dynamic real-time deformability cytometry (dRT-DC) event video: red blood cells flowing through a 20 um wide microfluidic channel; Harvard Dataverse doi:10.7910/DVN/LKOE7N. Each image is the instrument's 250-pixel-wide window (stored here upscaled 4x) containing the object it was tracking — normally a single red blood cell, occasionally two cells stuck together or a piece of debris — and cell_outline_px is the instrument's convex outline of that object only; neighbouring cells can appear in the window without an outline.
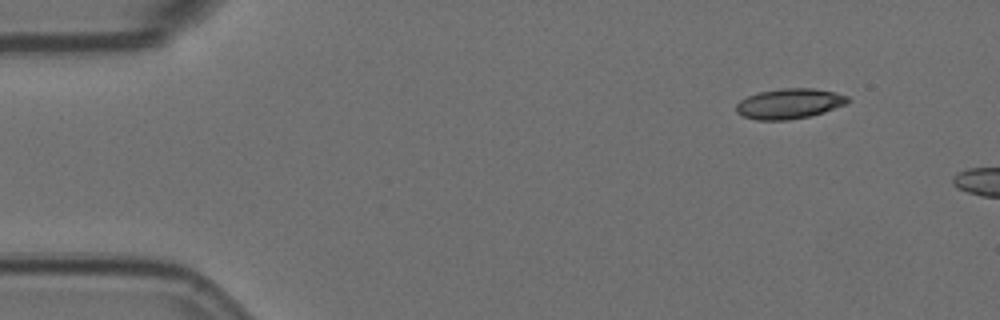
{"species": "Egyptian fruit bat (a non-hibernating species)", "species_latin": "Rousettus aegyptiacus", "temperature_condition": "room temperature", "stored_images_in_passage": 10, "camera_frame_rate_fps": 3000, "um_per_image_px": 0.085, "animal": {"sex": "female"}, "frame": {"image": 1, "passage_image": 1, "time_ms": 0.0, "image_size_px": [1000, 320], "cell_outline_px": [[852, 100], [848, 104], [824, 112], [808, 116], [788, 120], [756, 120], [744, 116], [736, 112], [736, 104], [740, 100], [748, 96], [760, 92], [780, 88], [812, 88], [836, 92], [848, 96]], "centroid_in_image_um": [67.13, 8.8], "position_along_channel_um": 17.9, "area_um2": 19.77}}